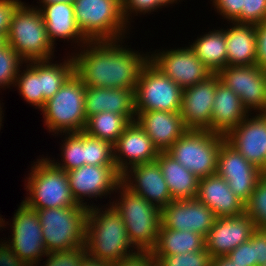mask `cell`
Listing matches in <instances>:
<instances>
[{
    "label": "cell",
    "mask_w": 266,
    "mask_h": 266,
    "mask_svg": "<svg viewBox=\"0 0 266 266\" xmlns=\"http://www.w3.org/2000/svg\"><path fill=\"white\" fill-rule=\"evenodd\" d=\"M129 38L88 41L79 50H72L75 74L85 86L136 89L149 52L131 49L124 44Z\"/></svg>",
    "instance_id": "6da1fadb"
},
{
    "label": "cell",
    "mask_w": 266,
    "mask_h": 266,
    "mask_svg": "<svg viewBox=\"0 0 266 266\" xmlns=\"http://www.w3.org/2000/svg\"><path fill=\"white\" fill-rule=\"evenodd\" d=\"M15 211L10 223L1 218V230L10 225L11 233L0 239V266H34L48 253L39 216L23 201Z\"/></svg>",
    "instance_id": "7a4b0ae2"
},
{
    "label": "cell",
    "mask_w": 266,
    "mask_h": 266,
    "mask_svg": "<svg viewBox=\"0 0 266 266\" xmlns=\"http://www.w3.org/2000/svg\"><path fill=\"white\" fill-rule=\"evenodd\" d=\"M85 246L91 257L110 264L135 251L121 216L105 204L88 208Z\"/></svg>",
    "instance_id": "3957f363"
},
{
    "label": "cell",
    "mask_w": 266,
    "mask_h": 266,
    "mask_svg": "<svg viewBox=\"0 0 266 266\" xmlns=\"http://www.w3.org/2000/svg\"><path fill=\"white\" fill-rule=\"evenodd\" d=\"M116 193L110 205L121 216L131 245L135 250L152 251L162 225L161 209L132 192L122 182Z\"/></svg>",
    "instance_id": "277c9868"
},
{
    "label": "cell",
    "mask_w": 266,
    "mask_h": 266,
    "mask_svg": "<svg viewBox=\"0 0 266 266\" xmlns=\"http://www.w3.org/2000/svg\"><path fill=\"white\" fill-rule=\"evenodd\" d=\"M43 156V157H42ZM31 162L28 176H25L23 201L32 209L72 207L79 204L69 187L67 172L57 167L44 155ZM41 158V159H40Z\"/></svg>",
    "instance_id": "5b68a950"
},
{
    "label": "cell",
    "mask_w": 266,
    "mask_h": 266,
    "mask_svg": "<svg viewBox=\"0 0 266 266\" xmlns=\"http://www.w3.org/2000/svg\"><path fill=\"white\" fill-rule=\"evenodd\" d=\"M23 2L15 11L6 43L21 59L29 61L51 60L55 58L56 47L47 36L46 25L39 9Z\"/></svg>",
    "instance_id": "8992f818"
},
{
    "label": "cell",
    "mask_w": 266,
    "mask_h": 266,
    "mask_svg": "<svg viewBox=\"0 0 266 266\" xmlns=\"http://www.w3.org/2000/svg\"><path fill=\"white\" fill-rule=\"evenodd\" d=\"M85 88L74 73L67 82L46 101L40 110L43 126L51 136L59 133L81 132L85 130Z\"/></svg>",
    "instance_id": "52a82bcc"
},
{
    "label": "cell",
    "mask_w": 266,
    "mask_h": 266,
    "mask_svg": "<svg viewBox=\"0 0 266 266\" xmlns=\"http://www.w3.org/2000/svg\"><path fill=\"white\" fill-rule=\"evenodd\" d=\"M73 8L76 24L88 41L130 37L132 28L124 20L121 0H75Z\"/></svg>",
    "instance_id": "ba28073f"
},
{
    "label": "cell",
    "mask_w": 266,
    "mask_h": 266,
    "mask_svg": "<svg viewBox=\"0 0 266 266\" xmlns=\"http://www.w3.org/2000/svg\"><path fill=\"white\" fill-rule=\"evenodd\" d=\"M35 210L39 216L48 253L85 245L88 207L77 205Z\"/></svg>",
    "instance_id": "9c48e42d"
},
{
    "label": "cell",
    "mask_w": 266,
    "mask_h": 266,
    "mask_svg": "<svg viewBox=\"0 0 266 266\" xmlns=\"http://www.w3.org/2000/svg\"><path fill=\"white\" fill-rule=\"evenodd\" d=\"M224 140L225 136L210 130L188 129L167 153L200 179L216 174Z\"/></svg>",
    "instance_id": "30bf717a"
},
{
    "label": "cell",
    "mask_w": 266,
    "mask_h": 266,
    "mask_svg": "<svg viewBox=\"0 0 266 266\" xmlns=\"http://www.w3.org/2000/svg\"><path fill=\"white\" fill-rule=\"evenodd\" d=\"M182 92L180 86L148 61L136 85L135 110L180 112Z\"/></svg>",
    "instance_id": "8fae6325"
},
{
    "label": "cell",
    "mask_w": 266,
    "mask_h": 266,
    "mask_svg": "<svg viewBox=\"0 0 266 266\" xmlns=\"http://www.w3.org/2000/svg\"><path fill=\"white\" fill-rule=\"evenodd\" d=\"M67 176L75 200L88 208L97 206L93 198L97 202L96 199H107L109 196L110 201L106 205H110L111 196L116 193L122 179L116 165H83L67 171Z\"/></svg>",
    "instance_id": "7c38bea8"
},
{
    "label": "cell",
    "mask_w": 266,
    "mask_h": 266,
    "mask_svg": "<svg viewBox=\"0 0 266 266\" xmlns=\"http://www.w3.org/2000/svg\"><path fill=\"white\" fill-rule=\"evenodd\" d=\"M149 61L182 89L206 80L212 72L189 45L149 51Z\"/></svg>",
    "instance_id": "4fadbf2b"
},
{
    "label": "cell",
    "mask_w": 266,
    "mask_h": 266,
    "mask_svg": "<svg viewBox=\"0 0 266 266\" xmlns=\"http://www.w3.org/2000/svg\"><path fill=\"white\" fill-rule=\"evenodd\" d=\"M217 75L241 98L249 114L266 113V75L257 65L226 66Z\"/></svg>",
    "instance_id": "5bb4252c"
},
{
    "label": "cell",
    "mask_w": 266,
    "mask_h": 266,
    "mask_svg": "<svg viewBox=\"0 0 266 266\" xmlns=\"http://www.w3.org/2000/svg\"><path fill=\"white\" fill-rule=\"evenodd\" d=\"M216 174L222 177L234 194L246 203L263 176L262 171L248 162L226 140L221 144L217 158Z\"/></svg>",
    "instance_id": "9a60e30c"
},
{
    "label": "cell",
    "mask_w": 266,
    "mask_h": 266,
    "mask_svg": "<svg viewBox=\"0 0 266 266\" xmlns=\"http://www.w3.org/2000/svg\"><path fill=\"white\" fill-rule=\"evenodd\" d=\"M217 219L214 212L197 198L173 200L161 209L163 228L192 231L207 237Z\"/></svg>",
    "instance_id": "2e32d148"
},
{
    "label": "cell",
    "mask_w": 266,
    "mask_h": 266,
    "mask_svg": "<svg viewBox=\"0 0 266 266\" xmlns=\"http://www.w3.org/2000/svg\"><path fill=\"white\" fill-rule=\"evenodd\" d=\"M225 140L261 171L266 167V113L248 114Z\"/></svg>",
    "instance_id": "e0dca14e"
},
{
    "label": "cell",
    "mask_w": 266,
    "mask_h": 266,
    "mask_svg": "<svg viewBox=\"0 0 266 266\" xmlns=\"http://www.w3.org/2000/svg\"><path fill=\"white\" fill-rule=\"evenodd\" d=\"M218 75L183 89L180 115L187 129L209 130Z\"/></svg>",
    "instance_id": "ac0fdd59"
},
{
    "label": "cell",
    "mask_w": 266,
    "mask_h": 266,
    "mask_svg": "<svg viewBox=\"0 0 266 266\" xmlns=\"http://www.w3.org/2000/svg\"><path fill=\"white\" fill-rule=\"evenodd\" d=\"M255 230L253 219L245 213L239 216L217 217L205 238V248L212 258L226 256L247 242Z\"/></svg>",
    "instance_id": "d6986e66"
},
{
    "label": "cell",
    "mask_w": 266,
    "mask_h": 266,
    "mask_svg": "<svg viewBox=\"0 0 266 266\" xmlns=\"http://www.w3.org/2000/svg\"><path fill=\"white\" fill-rule=\"evenodd\" d=\"M116 169L122 175L129 168L156 160L159 151L136 121L131 122L113 144Z\"/></svg>",
    "instance_id": "ffe728a7"
},
{
    "label": "cell",
    "mask_w": 266,
    "mask_h": 266,
    "mask_svg": "<svg viewBox=\"0 0 266 266\" xmlns=\"http://www.w3.org/2000/svg\"><path fill=\"white\" fill-rule=\"evenodd\" d=\"M121 182L160 209L173 201L157 161L135 165L122 174Z\"/></svg>",
    "instance_id": "44dd1931"
},
{
    "label": "cell",
    "mask_w": 266,
    "mask_h": 266,
    "mask_svg": "<svg viewBox=\"0 0 266 266\" xmlns=\"http://www.w3.org/2000/svg\"><path fill=\"white\" fill-rule=\"evenodd\" d=\"M34 6L39 9L42 15L47 36L54 47L58 46L56 43L58 39L72 43L71 47L75 44L72 47L76 48L75 50L88 42L76 24L73 4L57 2Z\"/></svg>",
    "instance_id": "7402d4cb"
},
{
    "label": "cell",
    "mask_w": 266,
    "mask_h": 266,
    "mask_svg": "<svg viewBox=\"0 0 266 266\" xmlns=\"http://www.w3.org/2000/svg\"><path fill=\"white\" fill-rule=\"evenodd\" d=\"M135 121L150 137L159 152H167L188 130L180 112L136 111Z\"/></svg>",
    "instance_id": "603a6c76"
},
{
    "label": "cell",
    "mask_w": 266,
    "mask_h": 266,
    "mask_svg": "<svg viewBox=\"0 0 266 266\" xmlns=\"http://www.w3.org/2000/svg\"><path fill=\"white\" fill-rule=\"evenodd\" d=\"M85 116L88 119L103 111L126 116L135 121V90L123 88H85Z\"/></svg>",
    "instance_id": "cb8c5ba5"
},
{
    "label": "cell",
    "mask_w": 266,
    "mask_h": 266,
    "mask_svg": "<svg viewBox=\"0 0 266 266\" xmlns=\"http://www.w3.org/2000/svg\"><path fill=\"white\" fill-rule=\"evenodd\" d=\"M196 198L206 204L217 217L239 216L245 213V203L217 174L199 179Z\"/></svg>",
    "instance_id": "d4e9b609"
},
{
    "label": "cell",
    "mask_w": 266,
    "mask_h": 266,
    "mask_svg": "<svg viewBox=\"0 0 266 266\" xmlns=\"http://www.w3.org/2000/svg\"><path fill=\"white\" fill-rule=\"evenodd\" d=\"M249 113L244 108L241 98L223 84L218 76L214 104L211 112V128L213 133L226 136Z\"/></svg>",
    "instance_id": "484cf974"
},
{
    "label": "cell",
    "mask_w": 266,
    "mask_h": 266,
    "mask_svg": "<svg viewBox=\"0 0 266 266\" xmlns=\"http://www.w3.org/2000/svg\"><path fill=\"white\" fill-rule=\"evenodd\" d=\"M225 31L227 66H248L256 62L255 25L227 22ZM232 26H231V25ZM229 26V27H228Z\"/></svg>",
    "instance_id": "4316f807"
},
{
    "label": "cell",
    "mask_w": 266,
    "mask_h": 266,
    "mask_svg": "<svg viewBox=\"0 0 266 266\" xmlns=\"http://www.w3.org/2000/svg\"><path fill=\"white\" fill-rule=\"evenodd\" d=\"M173 200L196 198L199 178L176 161L167 152L156 158Z\"/></svg>",
    "instance_id": "83f0119b"
},
{
    "label": "cell",
    "mask_w": 266,
    "mask_h": 266,
    "mask_svg": "<svg viewBox=\"0 0 266 266\" xmlns=\"http://www.w3.org/2000/svg\"><path fill=\"white\" fill-rule=\"evenodd\" d=\"M188 44L212 74H217L227 66L225 31L222 28L217 27V29L198 35L193 42Z\"/></svg>",
    "instance_id": "f1b7e54d"
},
{
    "label": "cell",
    "mask_w": 266,
    "mask_h": 266,
    "mask_svg": "<svg viewBox=\"0 0 266 266\" xmlns=\"http://www.w3.org/2000/svg\"><path fill=\"white\" fill-rule=\"evenodd\" d=\"M205 248V238L198 233L179 231L160 227L154 255H175L187 252L201 251Z\"/></svg>",
    "instance_id": "f546056e"
},
{
    "label": "cell",
    "mask_w": 266,
    "mask_h": 266,
    "mask_svg": "<svg viewBox=\"0 0 266 266\" xmlns=\"http://www.w3.org/2000/svg\"><path fill=\"white\" fill-rule=\"evenodd\" d=\"M65 59L55 61L41 60V93L44 96V105L75 73L72 55L68 52ZM62 61V62H61Z\"/></svg>",
    "instance_id": "4dcf8cb0"
},
{
    "label": "cell",
    "mask_w": 266,
    "mask_h": 266,
    "mask_svg": "<svg viewBox=\"0 0 266 266\" xmlns=\"http://www.w3.org/2000/svg\"><path fill=\"white\" fill-rule=\"evenodd\" d=\"M14 88L27 104L35 110H41L44 107V96L41 93V61L24 63L18 71Z\"/></svg>",
    "instance_id": "1f68e13d"
},
{
    "label": "cell",
    "mask_w": 266,
    "mask_h": 266,
    "mask_svg": "<svg viewBox=\"0 0 266 266\" xmlns=\"http://www.w3.org/2000/svg\"><path fill=\"white\" fill-rule=\"evenodd\" d=\"M130 123L124 115L103 111L87 119L84 132L114 144Z\"/></svg>",
    "instance_id": "d6a6232c"
},
{
    "label": "cell",
    "mask_w": 266,
    "mask_h": 266,
    "mask_svg": "<svg viewBox=\"0 0 266 266\" xmlns=\"http://www.w3.org/2000/svg\"><path fill=\"white\" fill-rule=\"evenodd\" d=\"M62 135V136H61ZM54 136H61L62 144L60 146L61 154L60 160L50 158L57 167L64 171H70L72 169L85 165V132H71V133H59Z\"/></svg>",
    "instance_id": "836d02e7"
},
{
    "label": "cell",
    "mask_w": 266,
    "mask_h": 266,
    "mask_svg": "<svg viewBox=\"0 0 266 266\" xmlns=\"http://www.w3.org/2000/svg\"><path fill=\"white\" fill-rule=\"evenodd\" d=\"M24 63L7 43L0 48V92L1 89H13L11 87H14L18 71Z\"/></svg>",
    "instance_id": "e575fe53"
},
{
    "label": "cell",
    "mask_w": 266,
    "mask_h": 266,
    "mask_svg": "<svg viewBox=\"0 0 266 266\" xmlns=\"http://www.w3.org/2000/svg\"><path fill=\"white\" fill-rule=\"evenodd\" d=\"M85 165H115L113 144L85 133Z\"/></svg>",
    "instance_id": "d590c367"
},
{
    "label": "cell",
    "mask_w": 266,
    "mask_h": 266,
    "mask_svg": "<svg viewBox=\"0 0 266 266\" xmlns=\"http://www.w3.org/2000/svg\"><path fill=\"white\" fill-rule=\"evenodd\" d=\"M245 214L253 219L256 229H266V176L257 181L250 199L245 203Z\"/></svg>",
    "instance_id": "8d00e7d4"
},
{
    "label": "cell",
    "mask_w": 266,
    "mask_h": 266,
    "mask_svg": "<svg viewBox=\"0 0 266 266\" xmlns=\"http://www.w3.org/2000/svg\"><path fill=\"white\" fill-rule=\"evenodd\" d=\"M154 256L157 266H211L212 259L206 248L182 254Z\"/></svg>",
    "instance_id": "74e56055"
},
{
    "label": "cell",
    "mask_w": 266,
    "mask_h": 266,
    "mask_svg": "<svg viewBox=\"0 0 266 266\" xmlns=\"http://www.w3.org/2000/svg\"><path fill=\"white\" fill-rule=\"evenodd\" d=\"M122 1V13L125 22L130 28L131 23L135 22L134 16L149 15L158 12L162 8H168L169 6L163 0H121ZM158 10V11H157ZM131 17V18H130ZM133 17V18H132ZM133 20V21H132Z\"/></svg>",
    "instance_id": "f35d334b"
},
{
    "label": "cell",
    "mask_w": 266,
    "mask_h": 266,
    "mask_svg": "<svg viewBox=\"0 0 266 266\" xmlns=\"http://www.w3.org/2000/svg\"><path fill=\"white\" fill-rule=\"evenodd\" d=\"M87 254L86 246L82 245L70 250L54 251L46 254V258L34 266H80L83 257Z\"/></svg>",
    "instance_id": "ab89813d"
},
{
    "label": "cell",
    "mask_w": 266,
    "mask_h": 266,
    "mask_svg": "<svg viewBox=\"0 0 266 266\" xmlns=\"http://www.w3.org/2000/svg\"><path fill=\"white\" fill-rule=\"evenodd\" d=\"M266 21V0H244L241 15L234 21L256 25Z\"/></svg>",
    "instance_id": "60d3db41"
},
{
    "label": "cell",
    "mask_w": 266,
    "mask_h": 266,
    "mask_svg": "<svg viewBox=\"0 0 266 266\" xmlns=\"http://www.w3.org/2000/svg\"><path fill=\"white\" fill-rule=\"evenodd\" d=\"M215 12L228 22H234L243 10L244 0H210Z\"/></svg>",
    "instance_id": "b9f144b4"
},
{
    "label": "cell",
    "mask_w": 266,
    "mask_h": 266,
    "mask_svg": "<svg viewBox=\"0 0 266 266\" xmlns=\"http://www.w3.org/2000/svg\"><path fill=\"white\" fill-rule=\"evenodd\" d=\"M226 257L239 266H255L254 259V232L247 242L232 250Z\"/></svg>",
    "instance_id": "7bdbcfd3"
},
{
    "label": "cell",
    "mask_w": 266,
    "mask_h": 266,
    "mask_svg": "<svg viewBox=\"0 0 266 266\" xmlns=\"http://www.w3.org/2000/svg\"><path fill=\"white\" fill-rule=\"evenodd\" d=\"M112 266H157L156 258L152 251L135 250L129 255L118 260Z\"/></svg>",
    "instance_id": "ee69618b"
},
{
    "label": "cell",
    "mask_w": 266,
    "mask_h": 266,
    "mask_svg": "<svg viewBox=\"0 0 266 266\" xmlns=\"http://www.w3.org/2000/svg\"><path fill=\"white\" fill-rule=\"evenodd\" d=\"M22 0H0V37L7 38L13 15Z\"/></svg>",
    "instance_id": "f6af8a7d"
},
{
    "label": "cell",
    "mask_w": 266,
    "mask_h": 266,
    "mask_svg": "<svg viewBox=\"0 0 266 266\" xmlns=\"http://www.w3.org/2000/svg\"><path fill=\"white\" fill-rule=\"evenodd\" d=\"M256 33V62L260 68H266V21L255 25Z\"/></svg>",
    "instance_id": "bcb514c9"
},
{
    "label": "cell",
    "mask_w": 266,
    "mask_h": 266,
    "mask_svg": "<svg viewBox=\"0 0 266 266\" xmlns=\"http://www.w3.org/2000/svg\"><path fill=\"white\" fill-rule=\"evenodd\" d=\"M254 259L255 266H263L266 263V229L254 231Z\"/></svg>",
    "instance_id": "7dc6e473"
},
{
    "label": "cell",
    "mask_w": 266,
    "mask_h": 266,
    "mask_svg": "<svg viewBox=\"0 0 266 266\" xmlns=\"http://www.w3.org/2000/svg\"><path fill=\"white\" fill-rule=\"evenodd\" d=\"M80 266H112V265L103 260L91 257L89 254H86L83 257Z\"/></svg>",
    "instance_id": "c3c4849f"
},
{
    "label": "cell",
    "mask_w": 266,
    "mask_h": 266,
    "mask_svg": "<svg viewBox=\"0 0 266 266\" xmlns=\"http://www.w3.org/2000/svg\"><path fill=\"white\" fill-rule=\"evenodd\" d=\"M211 266H239V265L232 263L226 256H219L211 259Z\"/></svg>",
    "instance_id": "681fc988"
},
{
    "label": "cell",
    "mask_w": 266,
    "mask_h": 266,
    "mask_svg": "<svg viewBox=\"0 0 266 266\" xmlns=\"http://www.w3.org/2000/svg\"><path fill=\"white\" fill-rule=\"evenodd\" d=\"M38 4H52L57 2H65L73 4L75 0H36ZM39 1V2H38Z\"/></svg>",
    "instance_id": "f907efd6"
},
{
    "label": "cell",
    "mask_w": 266,
    "mask_h": 266,
    "mask_svg": "<svg viewBox=\"0 0 266 266\" xmlns=\"http://www.w3.org/2000/svg\"><path fill=\"white\" fill-rule=\"evenodd\" d=\"M4 103L2 102L1 103V100H0V131H1V128H2V123H4L3 122V119H4V111L2 110L3 109V107H4V105H3ZM3 105V106H2Z\"/></svg>",
    "instance_id": "816d5d0a"
},
{
    "label": "cell",
    "mask_w": 266,
    "mask_h": 266,
    "mask_svg": "<svg viewBox=\"0 0 266 266\" xmlns=\"http://www.w3.org/2000/svg\"><path fill=\"white\" fill-rule=\"evenodd\" d=\"M169 7L174 6L175 4H181V2H183L182 0H163ZM174 4V5H173Z\"/></svg>",
    "instance_id": "f5cc1de1"
},
{
    "label": "cell",
    "mask_w": 266,
    "mask_h": 266,
    "mask_svg": "<svg viewBox=\"0 0 266 266\" xmlns=\"http://www.w3.org/2000/svg\"><path fill=\"white\" fill-rule=\"evenodd\" d=\"M6 43V39L4 37H0V48Z\"/></svg>",
    "instance_id": "db71d44e"
},
{
    "label": "cell",
    "mask_w": 266,
    "mask_h": 266,
    "mask_svg": "<svg viewBox=\"0 0 266 266\" xmlns=\"http://www.w3.org/2000/svg\"><path fill=\"white\" fill-rule=\"evenodd\" d=\"M262 175L266 176V167L262 170Z\"/></svg>",
    "instance_id": "11a10c76"
}]
</instances>
